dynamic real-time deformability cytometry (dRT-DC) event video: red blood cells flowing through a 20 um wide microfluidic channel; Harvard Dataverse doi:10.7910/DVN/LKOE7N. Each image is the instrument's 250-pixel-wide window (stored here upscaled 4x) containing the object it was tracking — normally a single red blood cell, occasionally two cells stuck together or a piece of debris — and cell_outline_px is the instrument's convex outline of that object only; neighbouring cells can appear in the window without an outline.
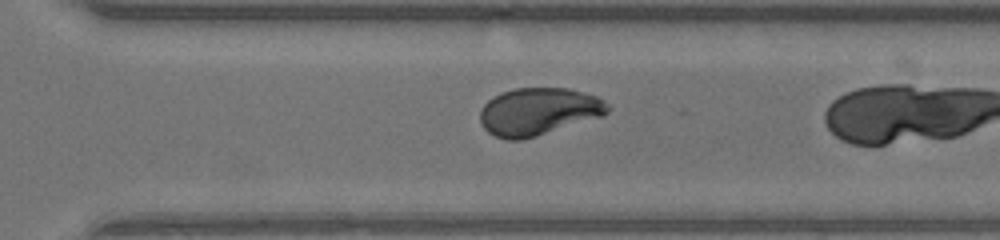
{"species": "human", "species_latin": "Homo sapiens", "temperature_condition": "warm", "stored_images_in_passage": 21, "camera_frame_rate_fps": 3000, "um_per_image_px": 0.085, "donor": {"sex": "male"}, "frame": {"image": 1, "passage_image": 17, "time_ms": 5.333, "image_size_px": [1000, 240], "cell_outline_px": [[612, 108], [604, 116], [524, 140], [508, 140], [496, 136], [488, 132], [484, 128], [480, 120], [480, 112], [484, 104], [492, 96], [500, 92], [516, 88], [568, 88], [596, 96], [604, 100]], "centroid_in_image_um": [45.79, 9.48], "position_along_channel_um": 324.8, "area_um2": 35.6}}